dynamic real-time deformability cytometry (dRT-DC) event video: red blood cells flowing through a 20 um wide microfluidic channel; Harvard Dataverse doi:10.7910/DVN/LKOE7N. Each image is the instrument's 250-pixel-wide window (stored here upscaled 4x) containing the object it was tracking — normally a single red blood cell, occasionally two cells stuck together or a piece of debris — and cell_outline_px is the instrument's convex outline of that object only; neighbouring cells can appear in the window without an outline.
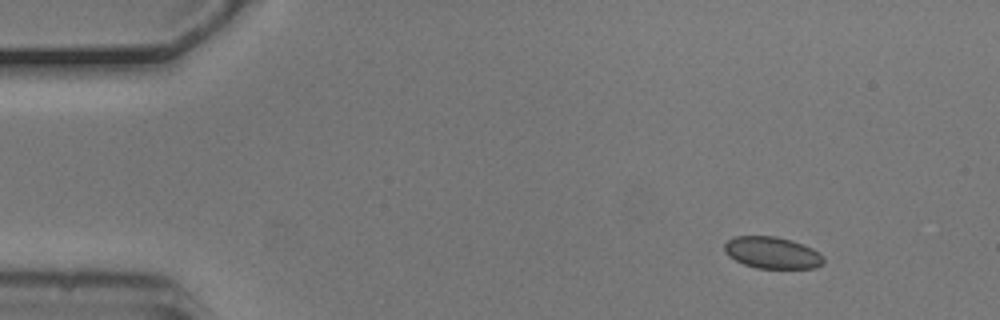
{"species": "common noctule bat (a hibernating species)", "species_latin": "Nyctalus noctula", "temperature_condition": "cold", "stored_images_in_passage": 49, "camera_frame_rate_fps": 3000, "um_per_image_px": 0.085, "animal": {"sex": "male", "body_mass_g": 20.5, "forearm_length_mm": 52.5}, "frame": {"image": 1, "passage_image": 1, "time_ms": 0.0, "image_size_px": [1000, 320], "cell_outline_px": [[824, 264], [816, 268], [756, 268], [744, 264], [728, 256], [724, 252], [724, 244], [728, 240], [736, 236], [776, 236], [792, 240], [812, 248], [824, 256]], "centroid_in_image_um": [65.65, 21.48], "position_along_channel_um": 19.4, "area_um2": 18.44}}
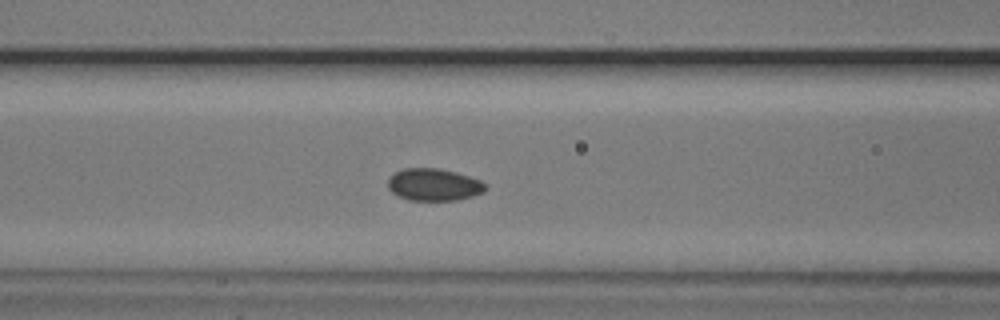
{"frame": {"image": 2, "passage_image": 17, "time_ms": 5.333, "image_size_px": [1000, 320], "cell_outline_px": [[488, 188], [484, 192], [472, 196], [456, 200], [408, 200], [392, 192], [388, 188], [388, 180], [396, 172], [404, 168], [436, 168], [456, 172], [480, 180]], "centroid_in_image_um": [36.89, 15.7], "position_along_channel_um": 129.7, "area_um2": 18.15}}
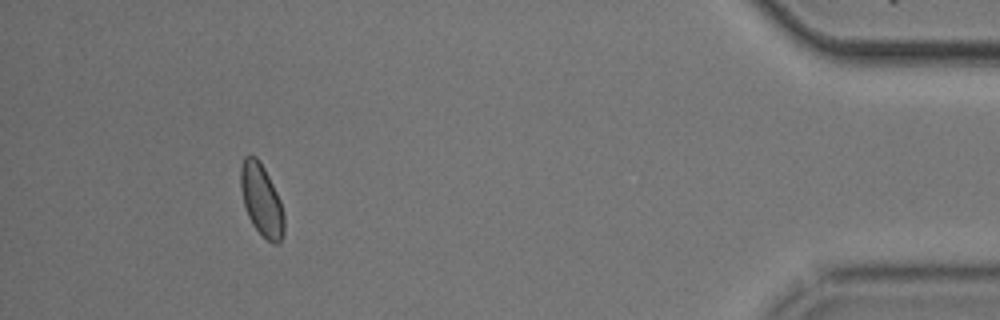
{"frame": {"image": 3, "passage_image": 45, "time_ms": 14.667, "image_size_px": [1000, 320], "cell_outline_px": [[284, 236], [280, 244], [272, 244], [252, 224], [248, 216], [244, 204], [240, 188], [240, 168], [244, 156], [256, 156], [260, 160], [280, 200], [284, 216]], "centroid_in_image_um": [22.23, 17.01], "position_along_channel_um": 413.0, "area_um2": 18.15}, "authors_computed_cell_mechanics": {"area_um2": 18.2648, "velocity_mm_per_s": 3.702, "shape_relaxation_time_tau1_ms": 8.684, "shape_relaxation_time_tau2_ms": 5.9343, "deformation_change_tau1": 0.0533, "deformation_change_tau2": 0.0538}}